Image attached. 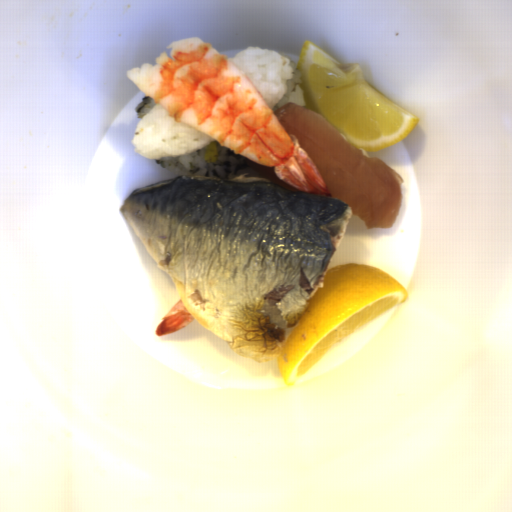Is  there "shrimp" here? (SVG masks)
<instances>
[{"mask_svg": "<svg viewBox=\"0 0 512 512\" xmlns=\"http://www.w3.org/2000/svg\"><path fill=\"white\" fill-rule=\"evenodd\" d=\"M195 319L180 299L156 327L155 335L158 337L167 336L183 329Z\"/></svg>", "mask_w": 512, "mask_h": 512, "instance_id": "obj_2", "label": "shrimp"}, {"mask_svg": "<svg viewBox=\"0 0 512 512\" xmlns=\"http://www.w3.org/2000/svg\"><path fill=\"white\" fill-rule=\"evenodd\" d=\"M156 65L126 77L177 123L254 163L303 193L331 197L308 152L286 133L270 105L229 57L201 38L167 46Z\"/></svg>", "mask_w": 512, "mask_h": 512, "instance_id": "obj_1", "label": "shrimp"}]
</instances>
